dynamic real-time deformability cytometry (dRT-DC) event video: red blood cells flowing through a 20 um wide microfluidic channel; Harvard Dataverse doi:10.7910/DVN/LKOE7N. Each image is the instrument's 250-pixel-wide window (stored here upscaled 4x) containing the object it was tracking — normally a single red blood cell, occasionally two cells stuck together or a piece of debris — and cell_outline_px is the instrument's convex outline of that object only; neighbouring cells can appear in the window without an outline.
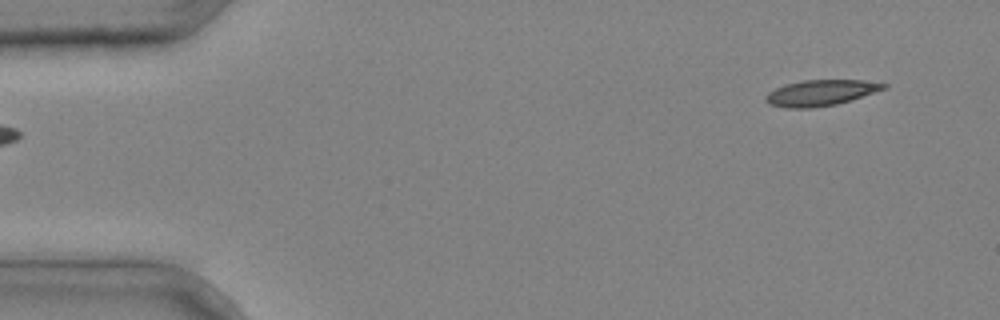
{"species": "common noctule bat (a hibernating species)", "species_latin": "Nyctalus noctula", "temperature_condition": "cold", "stored_images_in_passage": 37, "camera_frame_rate_fps": 3000, "um_per_image_px": 0.085, "animal": {"sex": "male", "body_mass_g": 20.4}, "frame": {"image": 1, "passage_image": 1, "time_ms": 0.0, "image_size_px": [1000, 320], "cell_outline_px": [[888, 88], [836, 104], [812, 108], [788, 108], [768, 104], [764, 100], [764, 96], [768, 92], [784, 84], [804, 80], [864, 80], [888, 84]], "centroid_in_image_um": [69.73, 7.88], "position_along_channel_um": 15.3, "area_um2": 17.8}}
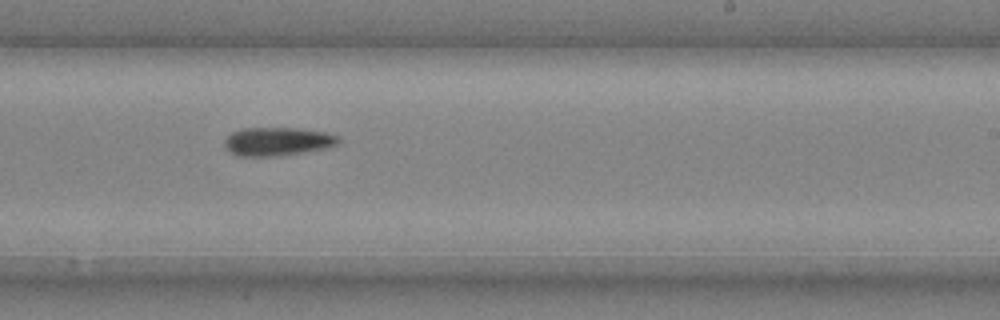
{"frame": {"image": 2, "passage_image": 24, "time_ms": 7.667, "image_size_px": [1000, 320], "cell_outline_px": [[340, 144], [328, 148], [280, 156], [236, 156], [228, 152], [224, 144], [224, 140], [232, 132], [244, 128], [296, 128], [324, 132], [340, 136]], "centroid_in_image_um": [23.6, 12.04], "position_along_channel_um": 265.4, "area_um2": 19.13}}
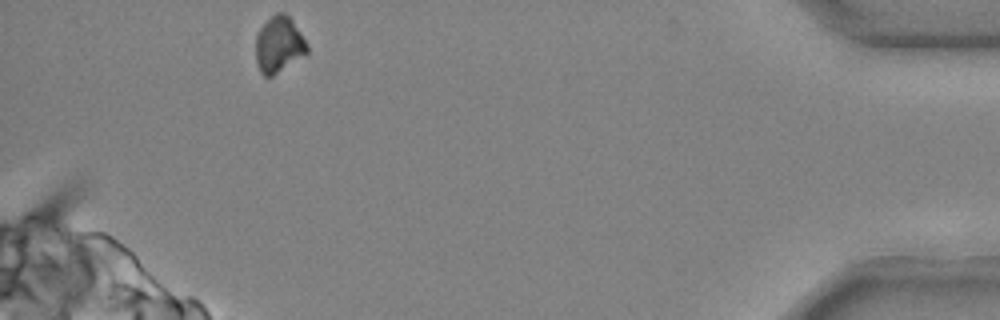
{"frame": {"image": 3, "passage_image": 37, "time_ms": 12.0, "image_size_px": [1000, 320], "cell_outline_px": [[308, 52], [272, 76], [264, 76], [260, 72], [256, 60], [256, 36], [260, 28], [276, 12], [284, 12], [292, 20], [308, 44]], "centroid_in_image_um": [23.7, 3.78], "position_along_channel_um": 411.5, "area_um2": 16.53}}